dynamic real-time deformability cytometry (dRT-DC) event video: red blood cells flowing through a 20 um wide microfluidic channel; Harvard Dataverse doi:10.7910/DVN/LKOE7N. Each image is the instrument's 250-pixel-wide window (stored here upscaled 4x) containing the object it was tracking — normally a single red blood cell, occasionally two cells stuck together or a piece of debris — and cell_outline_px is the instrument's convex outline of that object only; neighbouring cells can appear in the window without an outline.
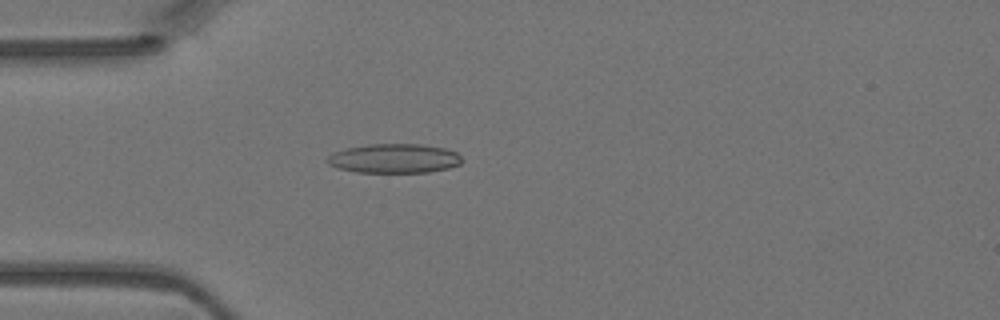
{"species": "Egyptian fruit bat (a non-hibernating species)", "species_latin": "Rousettus aegyptiacus", "temperature_condition": "warm", "stored_images_in_passage": 4, "camera_frame_rate_fps": 3000, "um_per_image_px": 0.085, "animal": {"sex": "female"}, "frame": {"image": 1, "passage_image": 4, "time_ms": 1.0, "image_size_px": [1000, 320], "cell_outline_px": [[460, 164], [448, 168], [428, 172], [356, 172], [336, 168], [328, 164], [324, 160], [332, 152], [348, 148], [368, 144], [420, 144], [444, 148], [456, 152], [460, 156]], "centroid_in_image_um": [33.45, 13.47], "position_along_channel_um": 51.6, "area_um2": 22.95}}